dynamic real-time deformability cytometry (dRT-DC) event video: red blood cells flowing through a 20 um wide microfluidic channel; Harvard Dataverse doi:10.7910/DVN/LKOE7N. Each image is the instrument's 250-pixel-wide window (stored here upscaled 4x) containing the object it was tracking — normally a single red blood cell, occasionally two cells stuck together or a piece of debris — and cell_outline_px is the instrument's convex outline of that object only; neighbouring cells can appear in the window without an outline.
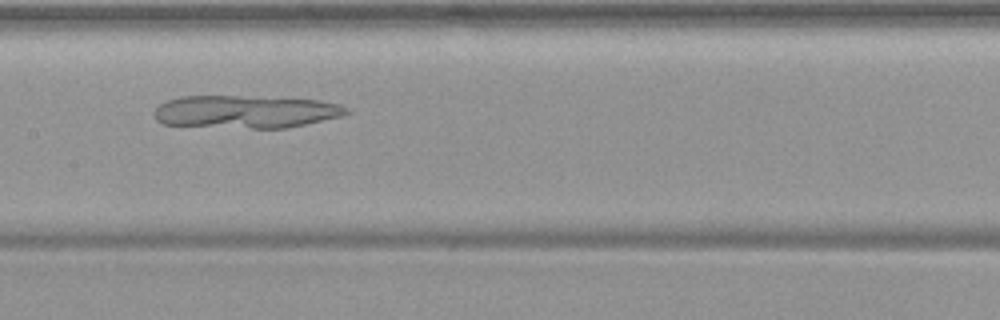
{"species": "common noctule bat (a hibernating species)", "species_latin": "Nyctalus noctula", "temperature_condition": "warm", "stored_images_in_passage": 49, "camera_frame_rate_fps": 3000, "um_per_image_px": 0.085, "animal": {"sex": "female", "body_mass_g": 19.9}, "frame": {"image": 1, "passage_image": 22, "time_ms": 7.0, "image_size_px": [1000, 320], "cell_outline_px": [[352, 112], [340, 116], [288, 128], [252, 128], [160, 124], [156, 120], [152, 112], [160, 104], [168, 100], [180, 96], [236, 96], [320, 100], [340, 104], [348, 108]], "centroid_in_image_um": [20.86, 9.5], "position_along_channel_um": 186.5, "area_um2": 36.65}}
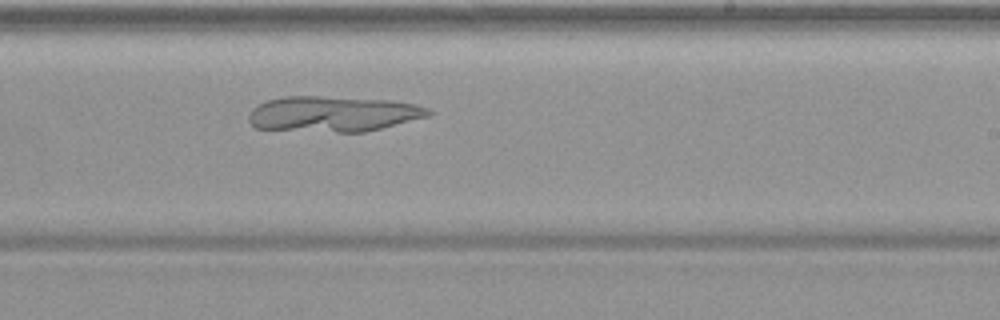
{"frame": {"image": 2, "passage_image": 28, "time_ms": 9.0, "image_size_px": [1000, 320], "cell_outline_px": [[436, 112], [432, 116], [364, 132], [336, 132], [256, 128], [248, 120], [248, 116], [252, 108], [256, 104], [268, 100], [284, 96], [320, 96], [392, 100], [412, 104], [428, 108]], "centroid_in_image_um": [28.34, 9.68], "position_along_channel_um": 260.7, "area_um2": 37.45}}
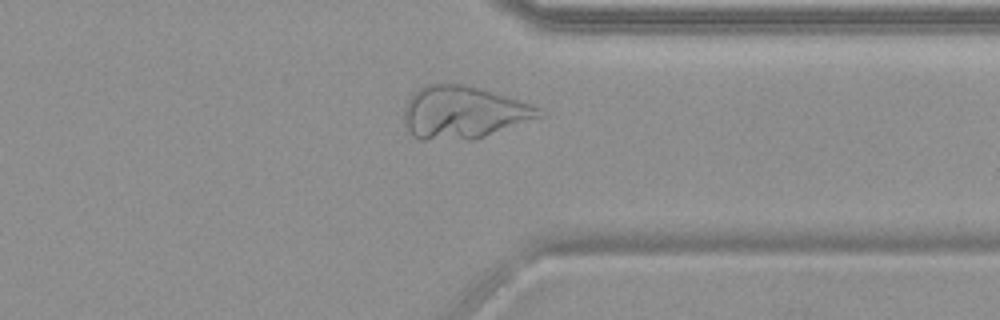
{"frame": {"image": 3, "passage_image": 37, "time_ms": 12.0, "image_size_px": [1000, 320], "cell_outline_px": [[544, 116], [472, 140], [416, 140], [404, 128], [404, 108], [412, 92], [424, 84], [460, 84], [480, 88], [520, 100], [532, 104], [540, 108], [544, 112]], "centroid_in_image_um": [39.34, 9.57], "position_along_channel_um": 372.1, "area_um2": 41.85}}